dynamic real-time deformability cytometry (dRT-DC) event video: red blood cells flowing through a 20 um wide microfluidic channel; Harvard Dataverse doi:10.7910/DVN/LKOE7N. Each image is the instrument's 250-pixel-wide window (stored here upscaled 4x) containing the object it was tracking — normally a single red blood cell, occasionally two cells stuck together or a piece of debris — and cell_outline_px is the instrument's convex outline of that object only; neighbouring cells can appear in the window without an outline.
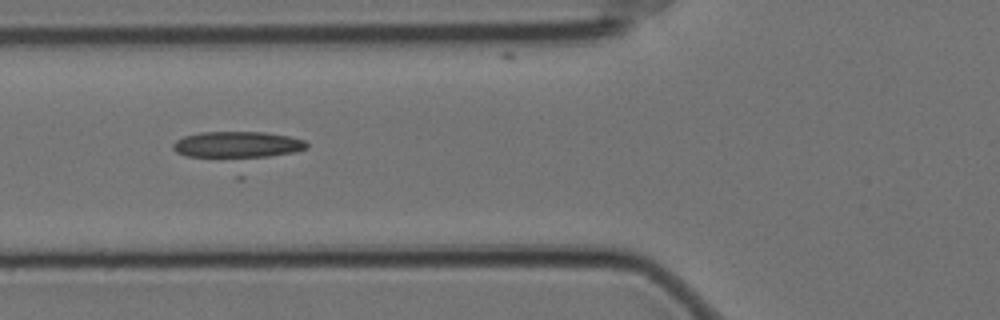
{"species": "Egyptian fruit bat (a non-hibernating species)", "species_latin": "Rousettus aegyptiacus", "temperature_condition": "cold", "stored_images_in_passage": 38, "camera_frame_rate_fps": 3000, "um_per_image_px": 0.085, "animal": {"sex": "female"}, "frame": {"image": 1, "passage_image": 2, "time_ms": 0.333, "image_size_px": [1000, 320], "cell_outline_px": [[308, 148], [292, 152], [244, 160], [236, 160], [184, 156], [176, 152], [172, 148], [172, 144], [176, 140], [184, 136], [200, 132], [264, 132], [288, 136], [304, 140], [308, 144]], "centroid_in_image_um": [20.12, 12.34], "position_along_channel_um": 105.7, "area_um2": 21.39}}
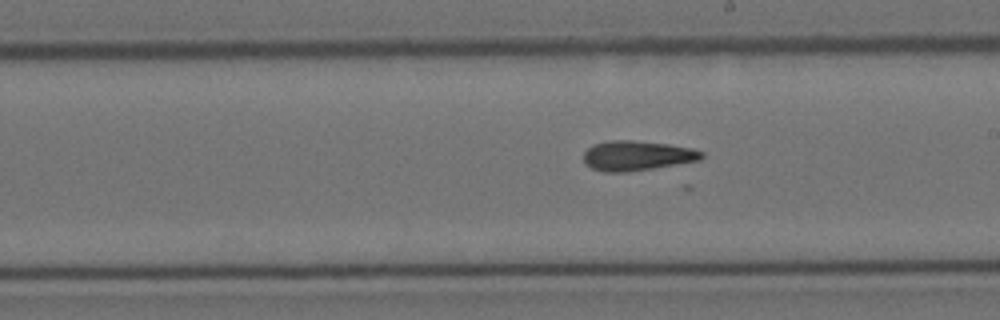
{"frame": {"image": 2, "passage_image": 13, "time_ms": 4.0, "image_size_px": [1000, 320], "cell_outline_px": [[704, 156], [700, 160], [652, 168], [624, 172], [604, 172], [592, 168], [584, 160], [584, 152], [592, 144], [608, 140], [632, 140], [668, 144], [692, 148], [704, 152]], "centroid_in_image_um": [54.14, 13.22], "position_along_channel_um": 234.9, "area_um2": 20.4}}
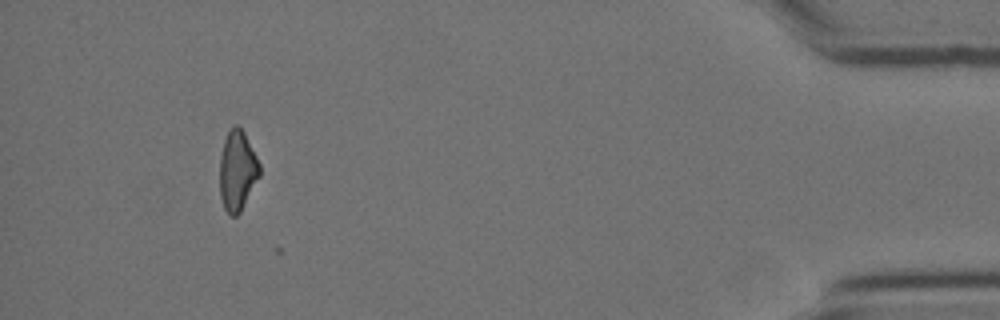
{"frame": {"image": 3, "passage_image": 34, "time_ms": 11.0, "image_size_px": [1000, 320], "cell_outline_px": [[260, 176], [240, 212], [236, 216], [232, 216], [224, 208], [220, 196], [220, 156], [224, 140], [228, 132], [236, 124], [244, 132], [260, 164]], "centroid_in_image_um": [20.18, 14.52], "position_along_channel_um": 415.0, "area_um2": 18.44}}